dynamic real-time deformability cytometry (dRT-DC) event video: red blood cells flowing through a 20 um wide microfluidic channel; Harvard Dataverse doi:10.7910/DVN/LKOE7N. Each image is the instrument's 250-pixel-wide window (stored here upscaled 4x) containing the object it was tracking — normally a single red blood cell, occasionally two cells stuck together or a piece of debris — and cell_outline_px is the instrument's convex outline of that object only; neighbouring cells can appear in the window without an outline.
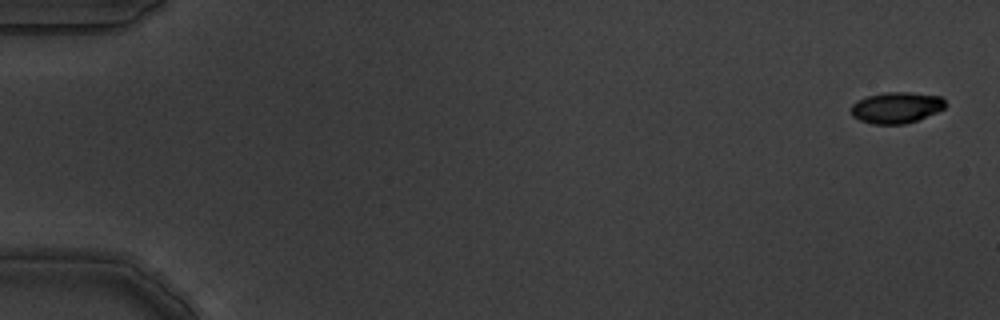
{"species": "common noctule bat (a hibernating species)", "species_latin": "Nyctalus noctula", "temperature_condition": "warm", "stored_images_in_passage": 5, "camera_frame_rate_fps": 3000, "um_per_image_px": 0.085, "animal": {"sex": "male", "body_mass_g": 19.5, "forearm_length_mm": 54.6}, "frame": {"image": 1, "passage_image": 1, "time_ms": 0.0, "image_size_px": [1000, 320], "cell_outline_px": [[948, 104], [944, 108], [936, 112], [916, 120], [904, 124], [872, 124], [860, 120], [852, 116], [852, 104], [856, 100], [868, 96], [884, 92], [908, 92], [940, 96]], "centroid_in_image_um": [76.18, 9.14], "position_along_channel_um": 8.8, "area_um2": 17.05}}